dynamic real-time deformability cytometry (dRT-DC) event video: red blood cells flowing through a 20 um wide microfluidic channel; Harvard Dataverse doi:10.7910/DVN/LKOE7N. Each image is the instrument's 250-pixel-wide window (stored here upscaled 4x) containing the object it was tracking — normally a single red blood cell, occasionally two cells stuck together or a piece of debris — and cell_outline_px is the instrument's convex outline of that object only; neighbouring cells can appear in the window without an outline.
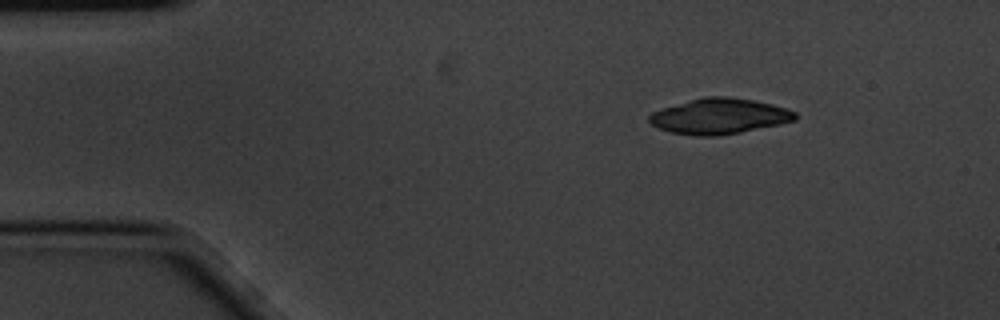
{"species": "common noctule bat (a hibernating species)", "species_latin": "Nyctalus noctula", "temperature_condition": "cold", "stored_images_in_passage": 3, "camera_frame_rate_fps": 3000, "um_per_image_px": 0.085, "animal": {"sex": "male", "body_mass_g": 20.1, "forearm_length_mm": 53.5}, "frame": {"image": 1, "passage_image": 1, "time_ms": 0.0, "image_size_px": [1000, 320], "cell_outline_px": [[796, 120], [780, 124], [740, 132], [716, 136], [696, 136], [672, 132], [660, 128], [652, 124], [648, 120], [648, 116], [652, 112], [664, 108], [704, 96], [728, 96], [756, 100], [772, 104], [796, 112]], "centroid_in_image_um": [61.16, 9.87], "position_along_channel_um": 23.8, "area_um2": 30.0}}